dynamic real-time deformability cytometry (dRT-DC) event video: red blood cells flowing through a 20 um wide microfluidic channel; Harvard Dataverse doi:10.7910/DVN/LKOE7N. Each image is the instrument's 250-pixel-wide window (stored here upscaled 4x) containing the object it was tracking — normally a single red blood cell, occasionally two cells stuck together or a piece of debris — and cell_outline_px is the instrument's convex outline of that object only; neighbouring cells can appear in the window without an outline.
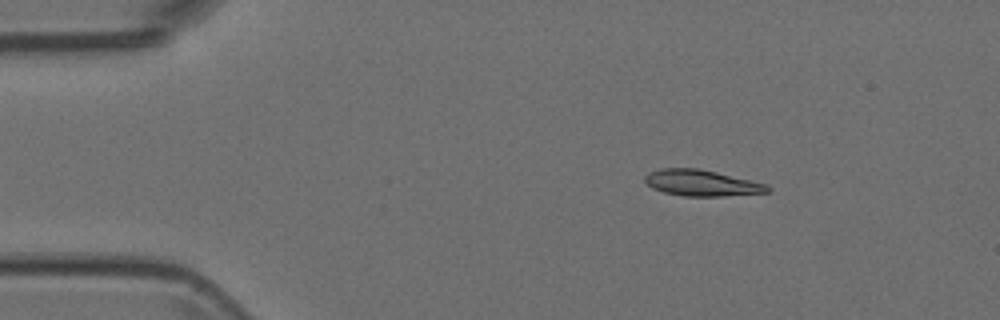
{"species": "Egyptian fruit bat (a non-hibernating species)", "species_latin": "Rousettus aegyptiacus", "temperature_condition": "room temperature", "stored_images_in_passage": 5, "camera_frame_rate_fps": 3000, "um_per_image_px": 0.085, "animal": {"sex": "female"}, "frame": {"image": 1, "passage_image": 2, "time_ms": 0.333, "image_size_px": [1000, 320], "cell_outline_px": [[772, 188], [768, 192], [724, 196], [684, 196], [664, 192], [652, 188], [644, 180], [644, 176], [648, 172], [660, 168], [696, 168], [716, 172], [768, 184]], "centroid_in_image_um": [59.63, 15.55], "position_along_channel_um": 25.4, "area_um2": 18.67}}